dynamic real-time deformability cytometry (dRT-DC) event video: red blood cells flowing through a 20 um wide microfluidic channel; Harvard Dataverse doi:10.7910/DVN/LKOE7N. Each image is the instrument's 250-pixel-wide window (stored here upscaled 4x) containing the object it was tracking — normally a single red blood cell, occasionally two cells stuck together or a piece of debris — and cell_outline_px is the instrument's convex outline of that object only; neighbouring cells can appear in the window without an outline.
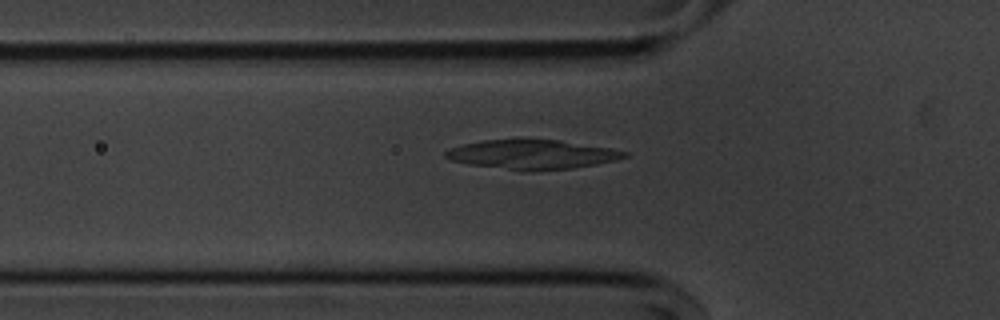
{"species": "common noctule bat (a hibernating species)", "species_latin": "Nyctalus noctula", "temperature_condition": "cold", "stored_images_in_passage": 52, "camera_frame_rate_fps": 3000, "um_per_image_px": 0.085, "animal": {"sex": "male", "body_mass_g": 20.1, "forearm_length_mm": 53.5}, "frame": {"image": 1, "passage_image": 15, "time_ms": 4.667, "image_size_px": [1000, 320], "cell_outline_px": [[628, 156], [616, 160], [596, 164], [572, 168], [508, 168], [472, 164], [452, 160], [444, 156], [444, 152], [452, 148], [464, 144], [480, 140], [520, 136], [560, 140], [612, 148], [628, 152]], "centroid_in_image_um": [45.26, 13.04], "position_along_channel_um": 80.5, "area_um2": 30.35}}
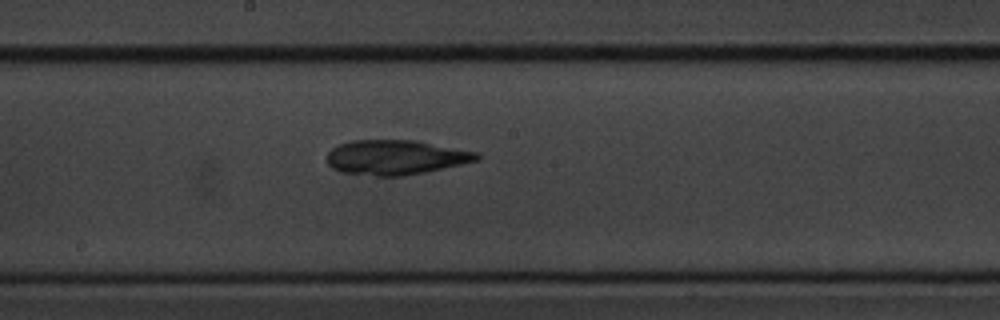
{"frame": {"image": 2, "passage_image": 26, "time_ms": 8.333, "image_size_px": [1000, 320], "cell_outline_px": [[480, 160], [424, 172], [404, 176], [376, 176], [340, 172], [332, 168], [328, 164], [328, 152], [332, 148], [340, 144], [352, 140], [416, 140], [480, 152]], "centroid_in_image_um": [33.66, 13.37], "position_along_channel_um": 214.5, "area_um2": 30.46}}
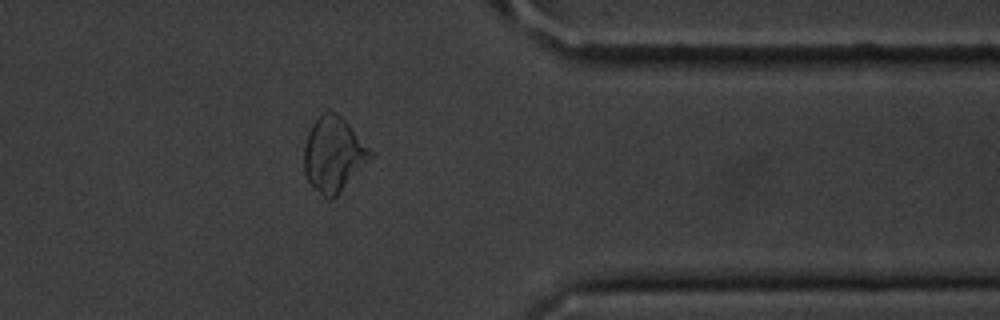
{"frame": {"image": 3, "passage_image": 41, "time_ms": 13.333, "image_size_px": [1000, 320], "cell_outline_px": [[376, 156], [332, 200], [328, 200], [312, 188], [304, 172], [304, 144], [312, 124], [328, 108], [336, 112], [376, 152]], "centroid_in_image_um": [28.4, 13.14], "position_along_channel_um": 383.0, "area_um2": 29.54}, "authors_computed_cell_mechanics": {"area_um2": 29.8248, "velocity_mm_per_s": 3.6269, "shape_relaxation_time_tau1_ms": 10.7189, "shape_relaxation_time_tau2_ms": 3.5795, "deformation_change_tau1": 0.2632, "deformation_change_tau2": 0.0859}}